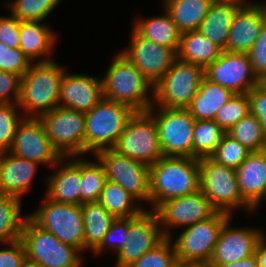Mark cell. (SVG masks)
<instances>
[{
	"mask_svg": "<svg viewBox=\"0 0 266 267\" xmlns=\"http://www.w3.org/2000/svg\"><path fill=\"white\" fill-rule=\"evenodd\" d=\"M149 207L200 190L199 159L163 156L149 167Z\"/></svg>",
	"mask_w": 266,
	"mask_h": 267,
	"instance_id": "6da1fadb",
	"label": "cell"
},
{
	"mask_svg": "<svg viewBox=\"0 0 266 267\" xmlns=\"http://www.w3.org/2000/svg\"><path fill=\"white\" fill-rule=\"evenodd\" d=\"M66 66L55 59L32 62L21 77L18 106L24 117L40 118L59 106L60 87Z\"/></svg>",
	"mask_w": 266,
	"mask_h": 267,
	"instance_id": "7a4b0ae2",
	"label": "cell"
},
{
	"mask_svg": "<svg viewBox=\"0 0 266 267\" xmlns=\"http://www.w3.org/2000/svg\"><path fill=\"white\" fill-rule=\"evenodd\" d=\"M102 76L104 98L145 112L153 105V84L119 50Z\"/></svg>",
	"mask_w": 266,
	"mask_h": 267,
	"instance_id": "3957f363",
	"label": "cell"
},
{
	"mask_svg": "<svg viewBox=\"0 0 266 267\" xmlns=\"http://www.w3.org/2000/svg\"><path fill=\"white\" fill-rule=\"evenodd\" d=\"M135 112L127 105L105 98L85 112V154L112 149Z\"/></svg>",
	"mask_w": 266,
	"mask_h": 267,
	"instance_id": "277c9868",
	"label": "cell"
},
{
	"mask_svg": "<svg viewBox=\"0 0 266 267\" xmlns=\"http://www.w3.org/2000/svg\"><path fill=\"white\" fill-rule=\"evenodd\" d=\"M231 216L218 211L210 219L182 228L176 238L173 234L170 240L178 264L205 267L209 263L223 225Z\"/></svg>",
	"mask_w": 266,
	"mask_h": 267,
	"instance_id": "5b68a950",
	"label": "cell"
},
{
	"mask_svg": "<svg viewBox=\"0 0 266 267\" xmlns=\"http://www.w3.org/2000/svg\"><path fill=\"white\" fill-rule=\"evenodd\" d=\"M21 240L29 262L41 267H82L83 253L44 231L29 217L23 223Z\"/></svg>",
	"mask_w": 266,
	"mask_h": 267,
	"instance_id": "8992f818",
	"label": "cell"
},
{
	"mask_svg": "<svg viewBox=\"0 0 266 267\" xmlns=\"http://www.w3.org/2000/svg\"><path fill=\"white\" fill-rule=\"evenodd\" d=\"M199 171L200 191L218 211L232 216L233 211H237L235 209L255 213L242 198L235 169L218 164L210 157H203L199 159Z\"/></svg>",
	"mask_w": 266,
	"mask_h": 267,
	"instance_id": "52a82bcc",
	"label": "cell"
},
{
	"mask_svg": "<svg viewBox=\"0 0 266 267\" xmlns=\"http://www.w3.org/2000/svg\"><path fill=\"white\" fill-rule=\"evenodd\" d=\"M41 202L39 208L28 217L61 242L86 253L81 205L57 203L45 195Z\"/></svg>",
	"mask_w": 266,
	"mask_h": 267,
	"instance_id": "ba28073f",
	"label": "cell"
},
{
	"mask_svg": "<svg viewBox=\"0 0 266 267\" xmlns=\"http://www.w3.org/2000/svg\"><path fill=\"white\" fill-rule=\"evenodd\" d=\"M205 77V68L178 58L154 86L151 107L187 109Z\"/></svg>",
	"mask_w": 266,
	"mask_h": 267,
	"instance_id": "9c48e42d",
	"label": "cell"
},
{
	"mask_svg": "<svg viewBox=\"0 0 266 267\" xmlns=\"http://www.w3.org/2000/svg\"><path fill=\"white\" fill-rule=\"evenodd\" d=\"M117 153L151 166L163 152L154 117L148 112H135L112 148Z\"/></svg>",
	"mask_w": 266,
	"mask_h": 267,
	"instance_id": "30bf717a",
	"label": "cell"
},
{
	"mask_svg": "<svg viewBox=\"0 0 266 267\" xmlns=\"http://www.w3.org/2000/svg\"><path fill=\"white\" fill-rule=\"evenodd\" d=\"M164 156L193 158L195 119L187 109L150 107Z\"/></svg>",
	"mask_w": 266,
	"mask_h": 267,
	"instance_id": "8fae6325",
	"label": "cell"
},
{
	"mask_svg": "<svg viewBox=\"0 0 266 267\" xmlns=\"http://www.w3.org/2000/svg\"><path fill=\"white\" fill-rule=\"evenodd\" d=\"M40 119L46 135L62 157L85 156L84 112L57 106Z\"/></svg>",
	"mask_w": 266,
	"mask_h": 267,
	"instance_id": "7c38bea8",
	"label": "cell"
},
{
	"mask_svg": "<svg viewBox=\"0 0 266 267\" xmlns=\"http://www.w3.org/2000/svg\"><path fill=\"white\" fill-rule=\"evenodd\" d=\"M95 157L103 164L107 180L119 184L147 209V205H149V166L121 155L113 149L98 151ZM144 203L148 204L144 206Z\"/></svg>",
	"mask_w": 266,
	"mask_h": 267,
	"instance_id": "4fadbf2b",
	"label": "cell"
},
{
	"mask_svg": "<svg viewBox=\"0 0 266 267\" xmlns=\"http://www.w3.org/2000/svg\"><path fill=\"white\" fill-rule=\"evenodd\" d=\"M154 211L158 216L163 235L168 238L173 235L175 229L210 219L218 212L200 190L190 195L166 200Z\"/></svg>",
	"mask_w": 266,
	"mask_h": 267,
	"instance_id": "5bb4252c",
	"label": "cell"
},
{
	"mask_svg": "<svg viewBox=\"0 0 266 267\" xmlns=\"http://www.w3.org/2000/svg\"><path fill=\"white\" fill-rule=\"evenodd\" d=\"M128 46L119 50L155 86L177 59V51L140 36L131 28Z\"/></svg>",
	"mask_w": 266,
	"mask_h": 267,
	"instance_id": "9a60e30c",
	"label": "cell"
},
{
	"mask_svg": "<svg viewBox=\"0 0 266 267\" xmlns=\"http://www.w3.org/2000/svg\"><path fill=\"white\" fill-rule=\"evenodd\" d=\"M8 152L49 167L54 166L62 158L46 135L42 120L35 117L22 118Z\"/></svg>",
	"mask_w": 266,
	"mask_h": 267,
	"instance_id": "2e32d148",
	"label": "cell"
},
{
	"mask_svg": "<svg viewBox=\"0 0 266 267\" xmlns=\"http://www.w3.org/2000/svg\"><path fill=\"white\" fill-rule=\"evenodd\" d=\"M127 236L124 246L116 253L114 267L130 266L165 238L156 212L150 209H144L138 216L129 218Z\"/></svg>",
	"mask_w": 266,
	"mask_h": 267,
	"instance_id": "e0dca14e",
	"label": "cell"
},
{
	"mask_svg": "<svg viewBox=\"0 0 266 267\" xmlns=\"http://www.w3.org/2000/svg\"><path fill=\"white\" fill-rule=\"evenodd\" d=\"M205 77L235 94L248 93L262 81L253 70L248 53L222 51L218 59L205 68Z\"/></svg>",
	"mask_w": 266,
	"mask_h": 267,
	"instance_id": "ac0fdd59",
	"label": "cell"
},
{
	"mask_svg": "<svg viewBox=\"0 0 266 267\" xmlns=\"http://www.w3.org/2000/svg\"><path fill=\"white\" fill-rule=\"evenodd\" d=\"M232 218L233 216L223 225L206 266L225 265L255 255L258 243L266 235L262 228L233 226Z\"/></svg>",
	"mask_w": 266,
	"mask_h": 267,
	"instance_id": "d6986e66",
	"label": "cell"
},
{
	"mask_svg": "<svg viewBox=\"0 0 266 267\" xmlns=\"http://www.w3.org/2000/svg\"><path fill=\"white\" fill-rule=\"evenodd\" d=\"M266 21V2L247 0L236 12L224 51L248 53Z\"/></svg>",
	"mask_w": 266,
	"mask_h": 267,
	"instance_id": "ffe728a7",
	"label": "cell"
},
{
	"mask_svg": "<svg viewBox=\"0 0 266 267\" xmlns=\"http://www.w3.org/2000/svg\"><path fill=\"white\" fill-rule=\"evenodd\" d=\"M45 177L44 195L57 203L81 205V156L62 157Z\"/></svg>",
	"mask_w": 266,
	"mask_h": 267,
	"instance_id": "44dd1931",
	"label": "cell"
},
{
	"mask_svg": "<svg viewBox=\"0 0 266 267\" xmlns=\"http://www.w3.org/2000/svg\"><path fill=\"white\" fill-rule=\"evenodd\" d=\"M104 98L102 78L83 73L64 72L59 106L80 112L90 111Z\"/></svg>",
	"mask_w": 266,
	"mask_h": 267,
	"instance_id": "7402d4cb",
	"label": "cell"
},
{
	"mask_svg": "<svg viewBox=\"0 0 266 267\" xmlns=\"http://www.w3.org/2000/svg\"><path fill=\"white\" fill-rule=\"evenodd\" d=\"M39 166L8 151L0 152V195L22 200L30 192Z\"/></svg>",
	"mask_w": 266,
	"mask_h": 267,
	"instance_id": "603a6c76",
	"label": "cell"
},
{
	"mask_svg": "<svg viewBox=\"0 0 266 267\" xmlns=\"http://www.w3.org/2000/svg\"><path fill=\"white\" fill-rule=\"evenodd\" d=\"M243 200L254 210L266 201V150L251 152L236 169Z\"/></svg>",
	"mask_w": 266,
	"mask_h": 267,
	"instance_id": "cb8c5ba5",
	"label": "cell"
},
{
	"mask_svg": "<svg viewBox=\"0 0 266 267\" xmlns=\"http://www.w3.org/2000/svg\"><path fill=\"white\" fill-rule=\"evenodd\" d=\"M48 23L41 21H20L19 49L31 62L52 60L59 38ZM38 60V61H37Z\"/></svg>",
	"mask_w": 266,
	"mask_h": 267,
	"instance_id": "d4e9b609",
	"label": "cell"
},
{
	"mask_svg": "<svg viewBox=\"0 0 266 267\" xmlns=\"http://www.w3.org/2000/svg\"><path fill=\"white\" fill-rule=\"evenodd\" d=\"M246 1L214 0L198 31L224 51L233 18Z\"/></svg>",
	"mask_w": 266,
	"mask_h": 267,
	"instance_id": "484cf974",
	"label": "cell"
},
{
	"mask_svg": "<svg viewBox=\"0 0 266 267\" xmlns=\"http://www.w3.org/2000/svg\"><path fill=\"white\" fill-rule=\"evenodd\" d=\"M162 15L151 17H135L132 28L142 37L155 42L162 47L179 49L181 32L171 16L163 8Z\"/></svg>",
	"mask_w": 266,
	"mask_h": 267,
	"instance_id": "4316f807",
	"label": "cell"
},
{
	"mask_svg": "<svg viewBox=\"0 0 266 267\" xmlns=\"http://www.w3.org/2000/svg\"><path fill=\"white\" fill-rule=\"evenodd\" d=\"M234 95L230 89L204 77L187 110L195 120H214L217 112Z\"/></svg>",
	"mask_w": 266,
	"mask_h": 267,
	"instance_id": "83f0119b",
	"label": "cell"
},
{
	"mask_svg": "<svg viewBox=\"0 0 266 267\" xmlns=\"http://www.w3.org/2000/svg\"><path fill=\"white\" fill-rule=\"evenodd\" d=\"M222 51L219 46L205 37L200 31L194 30L181 33L177 58L206 68L219 58Z\"/></svg>",
	"mask_w": 266,
	"mask_h": 267,
	"instance_id": "f1b7e54d",
	"label": "cell"
},
{
	"mask_svg": "<svg viewBox=\"0 0 266 267\" xmlns=\"http://www.w3.org/2000/svg\"><path fill=\"white\" fill-rule=\"evenodd\" d=\"M214 0H162L181 33L198 30Z\"/></svg>",
	"mask_w": 266,
	"mask_h": 267,
	"instance_id": "f546056e",
	"label": "cell"
},
{
	"mask_svg": "<svg viewBox=\"0 0 266 267\" xmlns=\"http://www.w3.org/2000/svg\"><path fill=\"white\" fill-rule=\"evenodd\" d=\"M81 209L84 223L85 251L89 250L92 253L101 244L116 218L99 201L85 202L81 205Z\"/></svg>",
	"mask_w": 266,
	"mask_h": 267,
	"instance_id": "4dcf8cb0",
	"label": "cell"
},
{
	"mask_svg": "<svg viewBox=\"0 0 266 267\" xmlns=\"http://www.w3.org/2000/svg\"><path fill=\"white\" fill-rule=\"evenodd\" d=\"M99 203L116 219L138 216L145 209L123 187L108 180L101 192Z\"/></svg>",
	"mask_w": 266,
	"mask_h": 267,
	"instance_id": "1f68e13d",
	"label": "cell"
},
{
	"mask_svg": "<svg viewBox=\"0 0 266 267\" xmlns=\"http://www.w3.org/2000/svg\"><path fill=\"white\" fill-rule=\"evenodd\" d=\"M23 200L0 195V244L21 239L22 227L28 214L22 213Z\"/></svg>",
	"mask_w": 266,
	"mask_h": 267,
	"instance_id": "d6a6232c",
	"label": "cell"
},
{
	"mask_svg": "<svg viewBox=\"0 0 266 267\" xmlns=\"http://www.w3.org/2000/svg\"><path fill=\"white\" fill-rule=\"evenodd\" d=\"M106 181V172L99 159L95 155L92 160L81 156V205L99 201Z\"/></svg>",
	"mask_w": 266,
	"mask_h": 267,
	"instance_id": "836d02e7",
	"label": "cell"
},
{
	"mask_svg": "<svg viewBox=\"0 0 266 267\" xmlns=\"http://www.w3.org/2000/svg\"><path fill=\"white\" fill-rule=\"evenodd\" d=\"M226 132L214 120H195L193 127V158L210 157Z\"/></svg>",
	"mask_w": 266,
	"mask_h": 267,
	"instance_id": "e575fe53",
	"label": "cell"
},
{
	"mask_svg": "<svg viewBox=\"0 0 266 267\" xmlns=\"http://www.w3.org/2000/svg\"><path fill=\"white\" fill-rule=\"evenodd\" d=\"M62 0H7L3 4L19 21H45Z\"/></svg>",
	"mask_w": 266,
	"mask_h": 267,
	"instance_id": "d590c367",
	"label": "cell"
},
{
	"mask_svg": "<svg viewBox=\"0 0 266 267\" xmlns=\"http://www.w3.org/2000/svg\"><path fill=\"white\" fill-rule=\"evenodd\" d=\"M251 152L266 150V138L259 120L249 113L237 122L228 132Z\"/></svg>",
	"mask_w": 266,
	"mask_h": 267,
	"instance_id": "8d00e7d4",
	"label": "cell"
},
{
	"mask_svg": "<svg viewBox=\"0 0 266 267\" xmlns=\"http://www.w3.org/2000/svg\"><path fill=\"white\" fill-rule=\"evenodd\" d=\"M249 113H251V111L248 94H235L231 100L217 112L214 121L227 133L237 122Z\"/></svg>",
	"mask_w": 266,
	"mask_h": 267,
	"instance_id": "74e56055",
	"label": "cell"
},
{
	"mask_svg": "<svg viewBox=\"0 0 266 267\" xmlns=\"http://www.w3.org/2000/svg\"><path fill=\"white\" fill-rule=\"evenodd\" d=\"M250 153V150L226 133L210 158L236 170Z\"/></svg>",
	"mask_w": 266,
	"mask_h": 267,
	"instance_id": "f35d334b",
	"label": "cell"
},
{
	"mask_svg": "<svg viewBox=\"0 0 266 267\" xmlns=\"http://www.w3.org/2000/svg\"><path fill=\"white\" fill-rule=\"evenodd\" d=\"M177 265L173 243L170 238L165 237L128 267H176Z\"/></svg>",
	"mask_w": 266,
	"mask_h": 267,
	"instance_id": "ab89813d",
	"label": "cell"
},
{
	"mask_svg": "<svg viewBox=\"0 0 266 267\" xmlns=\"http://www.w3.org/2000/svg\"><path fill=\"white\" fill-rule=\"evenodd\" d=\"M23 117L18 103L0 104V152L10 149Z\"/></svg>",
	"mask_w": 266,
	"mask_h": 267,
	"instance_id": "60d3db41",
	"label": "cell"
},
{
	"mask_svg": "<svg viewBox=\"0 0 266 267\" xmlns=\"http://www.w3.org/2000/svg\"><path fill=\"white\" fill-rule=\"evenodd\" d=\"M129 232V218L115 219L101 244L92 252L93 256L100 257L106 250H111L115 254L124 246Z\"/></svg>",
	"mask_w": 266,
	"mask_h": 267,
	"instance_id": "b9f144b4",
	"label": "cell"
},
{
	"mask_svg": "<svg viewBox=\"0 0 266 267\" xmlns=\"http://www.w3.org/2000/svg\"><path fill=\"white\" fill-rule=\"evenodd\" d=\"M31 64L30 59L19 48L12 49L0 42V70L22 77Z\"/></svg>",
	"mask_w": 266,
	"mask_h": 267,
	"instance_id": "7bdbcfd3",
	"label": "cell"
},
{
	"mask_svg": "<svg viewBox=\"0 0 266 267\" xmlns=\"http://www.w3.org/2000/svg\"><path fill=\"white\" fill-rule=\"evenodd\" d=\"M248 55L255 74L264 82L266 80V21Z\"/></svg>",
	"mask_w": 266,
	"mask_h": 267,
	"instance_id": "ee69618b",
	"label": "cell"
},
{
	"mask_svg": "<svg viewBox=\"0 0 266 267\" xmlns=\"http://www.w3.org/2000/svg\"><path fill=\"white\" fill-rule=\"evenodd\" d=\"M21 76L0 70V104L18 103Z\"/></svg>",
	"mask_w": 266,
	"mask_h": 267,
	"instance_id": "f6af8a7d",
	"label": "cell"
},
{
	"mask_svg": "<svg viewBox=\"0 0 266 267\" xmlns=\"http://www.w3.org/2000/svg\"><path fill=\"white\" fill-rule=\"evenodd\" d=\"M0 267H22L27 261L26 250L21 239L0 244Z\"/></svg>",
	"mask_w": 266,
	"mask_h": 267,
	"instance_id": "bcb514c9",
	"label": "cell"
},
{
	"mask_svg": "<svg viewBox=\"0 0 266 267\" xmlns=\"http://www.w3.org/2000/svg\"><path fill=\"white\" fill-rule=\"evenodd\" d=\"M247 94L250 100V111L259 120L266 138V83H259Z\"/></svg>",
	"mask_w": 266,
	"mask_h": 267,
	"instance_id": "7dc6e473",
	"label": "cell"
},
{
	"mask_svg": "<svg viewBox=\"0 0 266 267\" xmlns=\"http://www.w3.org/2000/svg\"><path fill=\"white\" fill-rule=\"evenodd\" d=\"M19 34L20 21L11 14L0 15V42L12 49L19 48Z\"/></svg>",
	"mask_w": 266,
	"mask_h": 267,
	"instance_id": "c3c4849f",
	"label": "cell"
},
{
	"mask_svg": "<svg viewBox=\"0 0 266 267\" xmlns=\"http://www.w3.org/2000/svg\"><path fill=\"white\" fill-rule=\"evenodd\" d=\"M205 267H259V264L256 255H252L246 259H242L237 262L219 266H205Z\"/></svg>",
	"mask_w": 266,
	"mask_h": 267,
	"instance_id": "681fc988",
	"label": "cell"
},
{
	"mask_svg": "<svg viewBox=\"0 0 266 267\" xmlns=\"http://www.w3.org/2000/svg\"><path fill=\"white\" fill-rule=\"evenodd\" d=\"M255 255L257 257L259 267H266V235L258 243Z\"/></svg>",
	"mask_w": 266,
	"mask_h": 267,
	"instance_id": "f907efd6",
	"label": "cell"
},
{
	"mask_svg": "<svg viewBox=\"0 0 266 267\" xmlns=\"http://www.w3.org/2000/svg\"><path fill=\"white\" fill-rule=\"evenodd\" d=\"M22 267H41L40 265L29 262L28 260L23 264Z\"/></svg>",
	"mask_w": 266,
	"mask_h": 267,
	"instance_id": "816d5d0a",
	"label": "cell"
},
{
	"mask_svg": "<svg viewBox=\"0 0 266 267\" xmlns=\"http://www.w3.org/2000/svg\"><path fill=\"white\" fill-rule=\"evenodd\" d=\"M176 267H198V266H192V265H180V264H178Z\"/></svg>",
	"mask_w": 266,
	"mask_h": 267,
	"instance_id": "f5cc1de1",
	"label": "cell"
}]
</instances>
